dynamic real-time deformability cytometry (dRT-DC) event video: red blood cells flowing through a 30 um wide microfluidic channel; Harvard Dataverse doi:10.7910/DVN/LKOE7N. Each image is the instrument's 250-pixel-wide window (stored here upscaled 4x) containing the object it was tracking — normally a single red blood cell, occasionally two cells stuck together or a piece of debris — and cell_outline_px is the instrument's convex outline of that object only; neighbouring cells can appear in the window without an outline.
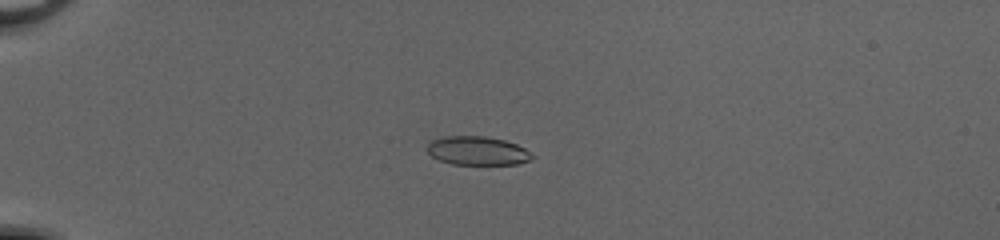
{"species": "common noctule bat (a hibernating species)", "species_latin": "Nyctalus noctula", "temperature_condition": "cold", "stored_images_in_passage": 52, "camera_frame_rate_fps": 3000, "um_per_image_px": 0.085, "animal": {"sex": "female", "body_mass_g": 20.0, "forearm_length_mm": 54.0}, "frame": {"image": 1, "passage_image": 15, "time_ms": 4.667, "image_size_px": [1000, 240], "cell_outline_px": [[532, 156], [528, 160], [516, 164], [452, 164], [440, 160], [432, 156], [428, 152], [428, 144], [432, 140], [444, 136], [484, 136], [504, 140], [516, 144], [524, 148]], "centroid_in_image_um": [40.54, 12.81], "position_along_channel_um": 44.5, "area_um2": 17.22}}
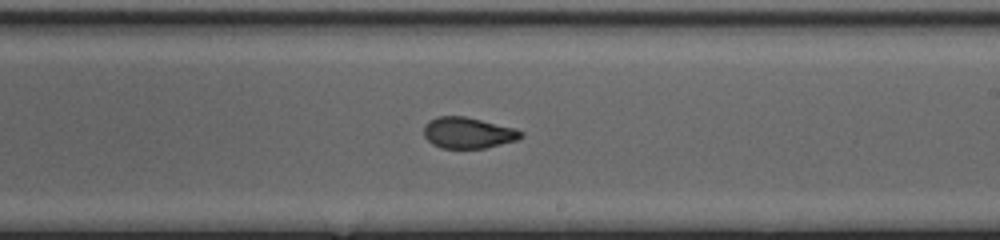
{"frame": {"image": 2, "passage_image": 33, "time_ms": 10.667, "image_size_px": [1000, 240], "cell_outline_px": [[524, 136], [516, 140], [484, 148], [440, 148], [432, 144], [424, 136], [424, 124], [428, 120], [436, 116], [464, 116], [516, 128], [524, 132]], "centroid_in_image_um": [39.77, 11.28], "position_along_channel_um": 249.2, "area_um2": 17.69}}
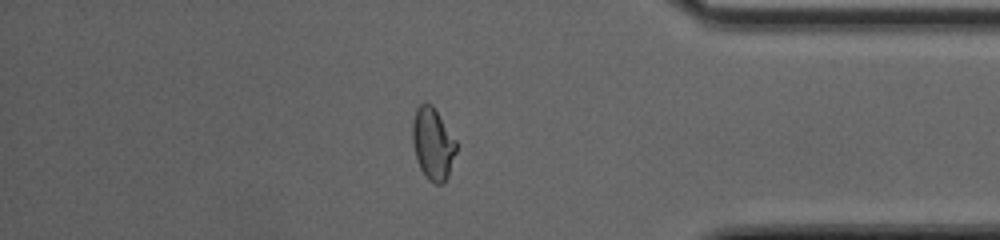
{"frame": {"image": 3, "passage_image": 45, "time_ms": 14.667, "image_size_px": [1000, 240], "cell_outline_px": [[456, 152], [448, 176], [440, 184], [436, 184], [428, 180], [420, 168], [416, 156], [412, 140], [412, 120], [416, 108], [424, 100], [432, 104], [456, 140]], "centroid_in_image_um": [36.78, 12.17], "position_along_channel_um": 398.4, "area_um2": 18.38}, "authors_computed_cell_mechanics": {"area_um2": 18.1492, "velocity_mm_per_s": 4.1626, "shape_relaxation_time_tau1_ms": null, "shape_relaxation_time_tau2_ms": 0.8934, "deformation_change_tau1": null, "deformation_change_tau2": 0.0641}}